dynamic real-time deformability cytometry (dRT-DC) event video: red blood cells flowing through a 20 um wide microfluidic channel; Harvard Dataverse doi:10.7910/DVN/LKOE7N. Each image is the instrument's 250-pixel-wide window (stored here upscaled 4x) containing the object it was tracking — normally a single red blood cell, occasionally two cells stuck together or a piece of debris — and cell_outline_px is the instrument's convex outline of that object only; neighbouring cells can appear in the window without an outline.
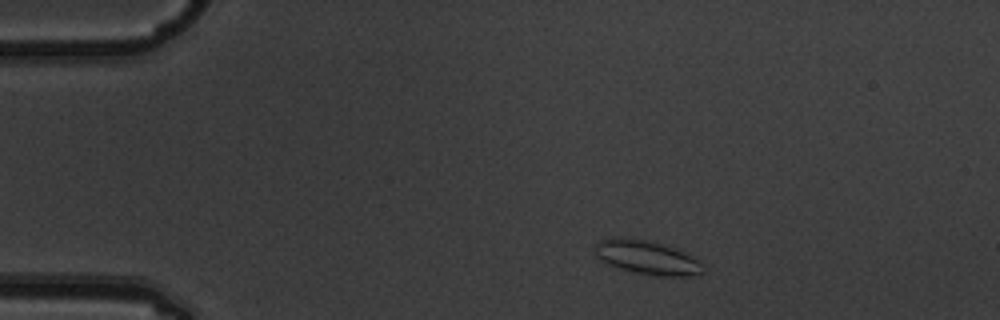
{"species": "common noctule bat (a hibernating species)", "species_latin": "Nyctalus noctula", "temperature_condition": "warm", "stored_images_in_passage": 4, "camera_frame_rate_fps": 3000, "um_per_image_px": 0.085, "animal": {"sex": "male", "body_mass_g": 19.5, "forearm_length_mm": 54.6}, "frame": {"image": 1, "passage_image": 1, "time_ms": 0.0, "image_size_px": [1000, 320], "cell_outline_px": [[704, 272], [700, 276], [656, 276], [632, 272], [608, 264], [600, 260], [596, 256], [596, 244], [600, 240], [616, 236], [644, 240], [664, 244], [676, 248], [692, 256], [700, 264]], "centroid_in_image_um": [55.0, 21.89], "position_along_channel_um": 30.0, "area_um2": 21.39}}
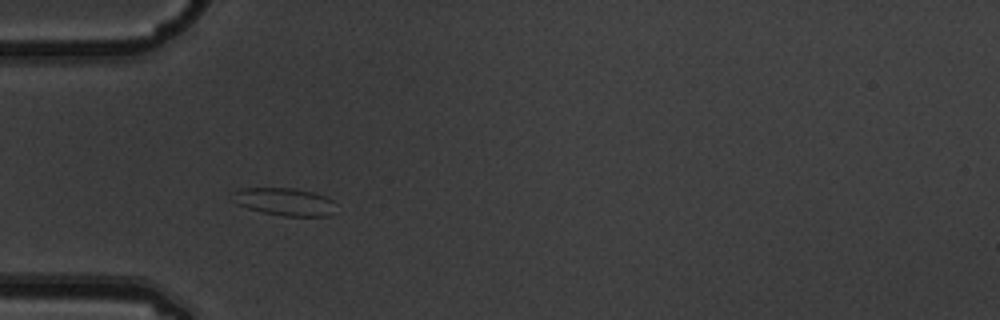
{"frame": {"image": 2, "passage_image": 3, "time_ms": 0.667, "image_size_px": [1000, 320], "cell_outline_px": [[332, 200], [328, 216], [284, 216], [264, 212], [248, 208], [232, 200], [228, 196], [232, 192], [240, 188], [292, 188], [312, 192], [328, 196]], "centroid_in_image_um": [24.08, 17.12], "position_along_channel_um": 60.9, "area_um2": 16.36}}
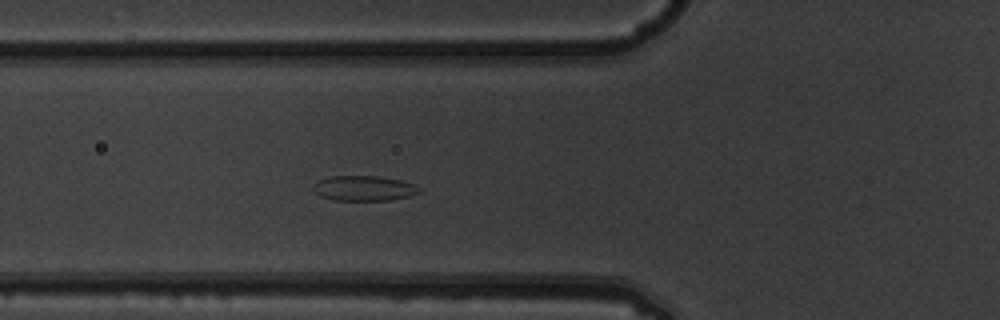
{"frame": {"image": 3, "passage_image": 4, "time_ms": 1.0, "image_size_px": [1000, 320], "cell_outline_px": [[420, 192], [408, 196], [392, 200], [332, 200], [320, 196], [312, 188], [312, 184], [320, 180], [332, 176], [380, 176], [400, 180], [416, 184], [420, 188]], "centroid_in_image_um": [30.94, 16.0], "position_along_channel_um": 94.9, "area_um2": 15.55}}